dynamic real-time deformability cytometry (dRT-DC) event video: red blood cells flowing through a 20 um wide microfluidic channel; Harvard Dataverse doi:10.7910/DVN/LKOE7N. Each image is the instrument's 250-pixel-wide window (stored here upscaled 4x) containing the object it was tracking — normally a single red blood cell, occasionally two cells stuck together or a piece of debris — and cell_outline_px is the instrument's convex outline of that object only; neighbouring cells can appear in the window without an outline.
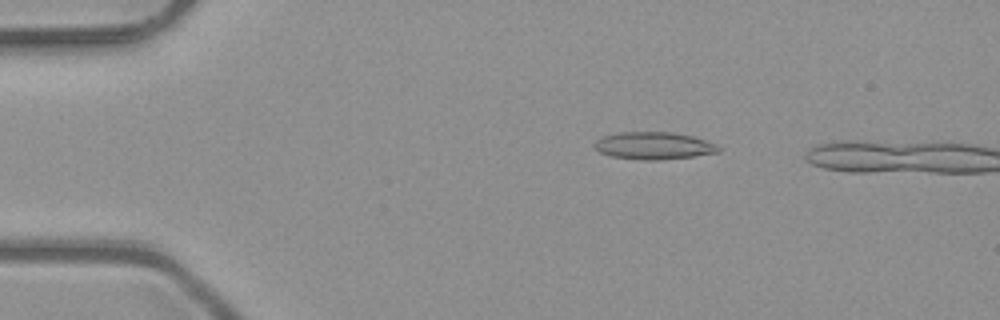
{"species": "common noctule bat (a hibernating species)", "species_latin": "Nyctalus noctula", "temperature_condition": "room temperature", "stored_images_in_passage": 5, "camera_frame_rate_fps": 3000, "um_per_image_px": 0.085, "animal": {"sex": "male", "body_mass_g": 23.1, "forearm_length_mm": 52.7}, "frame": {"image": 1, "passage_image": 3, "time_ms": 0.667, "image_size_px": [1000, 320], "cell_outline_px": [[720, 152], [696, 156], [660, 160], [640, 160], [612, 156], [600, 152], [592, 144], [596, 140], [604, 136], [620, 132], [672, 132], [692, 136], [716, 144], [720, 148]], "centroid_in_image_um": [55.58, 12.39], "position_along_channel_um": 29.4, "area_um2": 19.77}}